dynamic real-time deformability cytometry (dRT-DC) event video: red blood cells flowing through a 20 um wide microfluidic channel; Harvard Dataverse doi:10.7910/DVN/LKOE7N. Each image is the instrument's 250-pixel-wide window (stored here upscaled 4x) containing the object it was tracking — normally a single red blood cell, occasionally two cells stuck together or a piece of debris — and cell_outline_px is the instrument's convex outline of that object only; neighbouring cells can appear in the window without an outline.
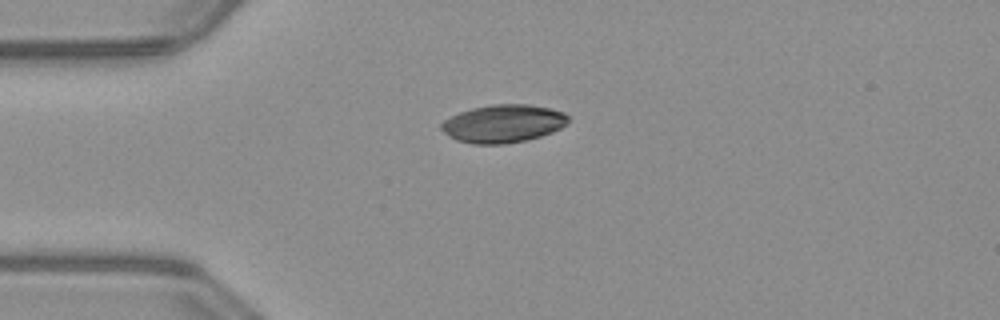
{"species": "common noctule bat (a hibernating species)", "species_latin": "Nyctalus noctula", "temperature_condition": "warm", "stored_images_in_passage": 39, "camera_frame_rate_fps": 3000, "um_per_image_px": 0.085, "animal": {"sex": "male", "body_mass_g": 23.1, "forearm_length_mm": 52.7}, "frame": {"image": 1, "passage_image": 1, "time_ms": 0.0, "image_size_px": [1000, 320], "cell_outline_px": [[568, 124], [552, 132], [540, 136], [524, 140], [504, 144], [472, 144], [456, 140], [448, 136], [440, 128], [440, 124], [444, 120], [460, 112], [472, 108], [492, 104], [528, 104], [552, 108], [564, 112], [568, 116]], "centroid_in_image_um": [42.77, 10.5], "position_along_channel_um": 42.2, "area_um2": 28.15}}
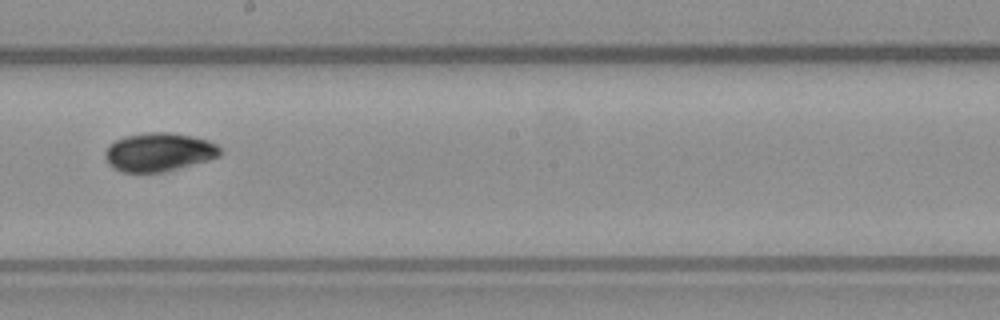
{"frame": {"image": 2, "passage_image": 17, "time_ms": 5.333, "image_size_px": [1000, 320], "cell_outline_px": [[220, 156], [208, 160], [164, 172], [120, 172], [108, 164], [104, 156], [104, 152], [108, 144], [124, 136], [148, 132], [168, 132], [192, 136], [208, 140], [216, 144], [220, 148]], "centroid_in_image_um": [13.47, 12.92], "position_along_channel_um": 234.7, "area_um2": 25.95}}
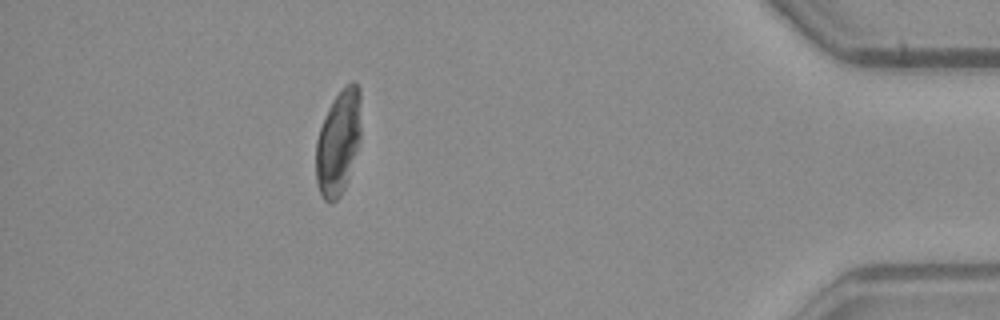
{"frame": {"image": 3, "passage_image": 34, "time_ms": 11.0, "image_size_px": [1000, 320], "cell_outline_px": [[360, 136], [344, 188], [340, 196], [332, 204], [328, 204], [324, 200], [320, 192], [316, 180], [316, 140], [320, 128], [328, 108], [332, 100], [352, 80], [356, 80], [360, 88]], "centroid_in_image_um": [28.74, 12.09], "position_along_channel_um": 406.5, "area_um2": 27.17}, "authors_computed_cell_mechanics": {"area_um2": 26.2412, "velocity_mm_per_s": 4.0152, "shape_relaxation_time_tau1_ms": 4.7006, "shape_relaxation_time_tau2_ms": 10.7435, "deformation_change_tau1": 0.1518, "deformation_change_tau2": 0.1214}}